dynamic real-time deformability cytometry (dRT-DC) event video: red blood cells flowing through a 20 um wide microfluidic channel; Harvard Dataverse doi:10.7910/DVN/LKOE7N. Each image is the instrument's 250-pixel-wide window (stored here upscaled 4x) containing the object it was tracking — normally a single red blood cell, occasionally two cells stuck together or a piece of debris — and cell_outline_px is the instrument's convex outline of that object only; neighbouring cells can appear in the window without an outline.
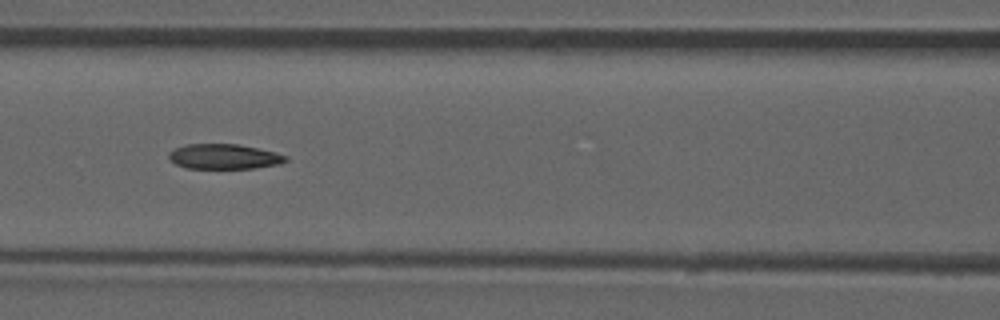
{"species": "common noctule bat (a hibernating species)", "species_latin": "Nyctalus noctula", "temperature_condition": "room temperature", "stored_images_in_passage": 53, "camera_frame_rate_fps": 3000, "um_per_image_px": 0.085, "animal": {"sex": "male", "forearm_length_mm": 52.5}, "frame": {"image": 1, "passage_image": 23, "time_ms": 7.333, "image_size_px": [1000, 320], "cell_outline_px": [[288, 160], [280, 164], [252, 168], [184, 168], [168, 160], [168, 152], [176, 148], [188, 144], [240, 144], [276, 152], [288, 156]], "centroid_in_image_um": [19.04, 13.3], "position_along_channel_um": 147.6, "area_um2": 17.17}, "authors_computed_cell_mechanics": {"area_um2": 18.0914, "velocity_mm_per_s": 3.8548, "shape_relaxation_time_tau1_ms": null, "shape_relaxation_time_tau2_ms": 4.2683, "deformation_change_tau1": null, "deformation_change_tau2": 0.1143}}